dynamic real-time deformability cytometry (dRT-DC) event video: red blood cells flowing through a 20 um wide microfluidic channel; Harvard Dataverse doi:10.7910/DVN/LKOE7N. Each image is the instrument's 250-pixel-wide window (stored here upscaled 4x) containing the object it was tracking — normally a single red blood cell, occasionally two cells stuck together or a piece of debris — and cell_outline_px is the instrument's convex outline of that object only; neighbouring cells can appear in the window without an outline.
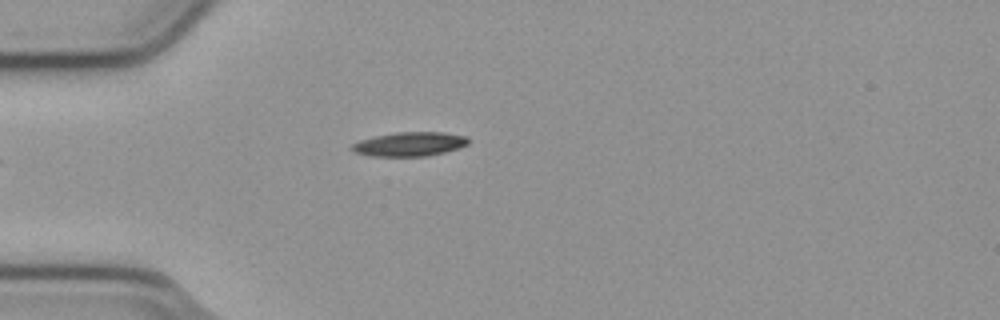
{"species": "common noctule bat (a hibernating species)", "species_latin": "Nyctalus noctula", "temperature_condition": "cold", "stored_images_in_passage": 36, "camera_frame_rate_fps": 3000, "um_per_image_px": 0.085, "animal": {"sex": "male", "body_mass_g": 23.1, "forearm_length_mm": 52.7}, "frame": {"image": 1, "passage_image": 1, "time_ms": 0.0, "image_size_px": [1000, 320], "cell_outline_px": [[468, 144], [460, 148], [444, 152], [424, 156], [368, 156], [356, 152], [352, 148], [352, 144], [360, 140], [376, 136], [396, 132], [440, 132], [464, 136], [468, 140]], "centroid_in_image_um": [34.81, 12.25], "position_along_channel_um": 50.2, "area_um2": 16.13}}
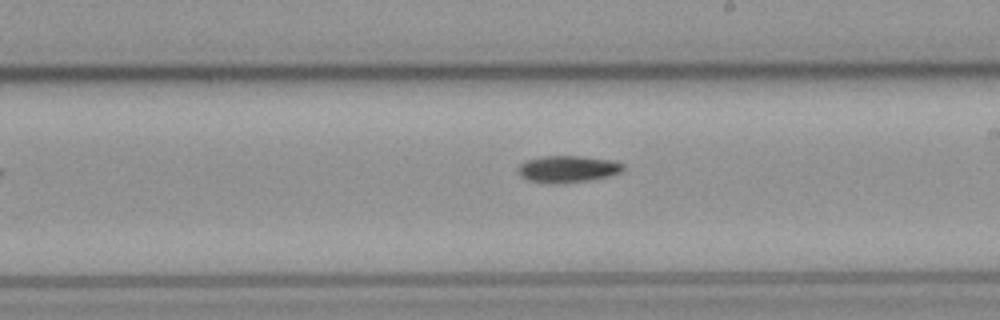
{"frame": {"image": 2, "passage_image": 17, "time_ms": 5.333, "image_size_px": [1000, 320], "cell_outline_px": [[624, 168], [620, 172], [608, 176], [588, 180], [556, 184], [544, 184], [528, 180], [520, 176], [516, 168], [520, 164], [528, 160], [544, 156], [580, 156], [616, 160], [624, 164]], "centroid_in_image_um": [48.24, 14.37], "position_along_channel_um": 240.8, "area_um2": 16.59}}
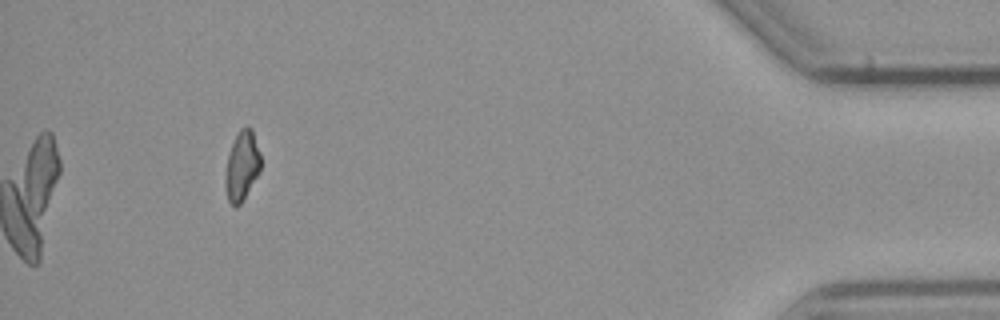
{"frame": {"image": 3, "passage_image": 36, "time_ms": 11.667, "image_size_px": [1000, 320], "cell_outline_px": [[260, 168], [256, 176], [240, 204], [232, 204], [228, 200], [224, 184], [224, 180], [228, 152], [236, 132], [240, 128], [248, 124], [252, 128], [260, 152]], "centroid_in_image_um": [20.54, 13.99], "position_along_channel_um": 414.7, "area_um2": 14.33}, "authors_computed_cell_mechanics": {"area_um2": 15.7794, "velocity_mm_per_s": 3.8043, "shape_relaxation_time_tau1_ms": 7.996, "shape_relaxation_time_tau2_ms": null, "deformation_change_tau1": 0.1669, "deformation_change_tau2": null}}